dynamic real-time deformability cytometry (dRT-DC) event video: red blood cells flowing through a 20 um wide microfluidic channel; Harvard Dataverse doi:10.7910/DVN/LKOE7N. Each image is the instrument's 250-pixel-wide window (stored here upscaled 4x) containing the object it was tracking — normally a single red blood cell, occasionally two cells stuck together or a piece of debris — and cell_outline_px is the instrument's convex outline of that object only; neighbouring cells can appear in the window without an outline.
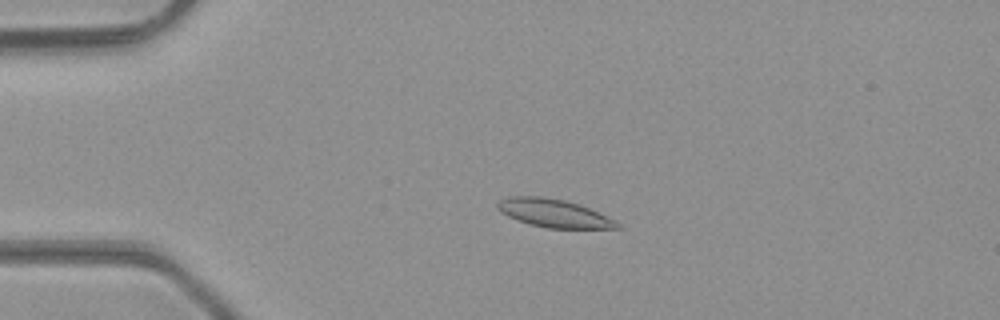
{"species": "common noctule bat (a hibernating species)", "species_latin": "Nyctalus noctula", "temperature_condition": "room temperature", "stored_images_in_passage": 41, "camera_frame_rate_fps": 3000, "um_per_image_px": 0.085, "animal": {"sex": "male", "body_mass_g": 23.1, "forearm_length_mm": 52.7}, "frame": {"image": 1, "passage_image": 4, "time_ms": 1.0, "image_size_px": [1000, 320], "cell_outline_px": [[624, 228], [548, 228], [528, 224], [508, 216], [500, 212], [496, 208], [496, 204], [500, 200], [508, 196], [544, 196], [564, 200], [580, 204], [620, 224]], "centroid_in_image_um": [47.01, 18.11], "position_along_channel_um": 38.0, "area_um2": 19.48}}
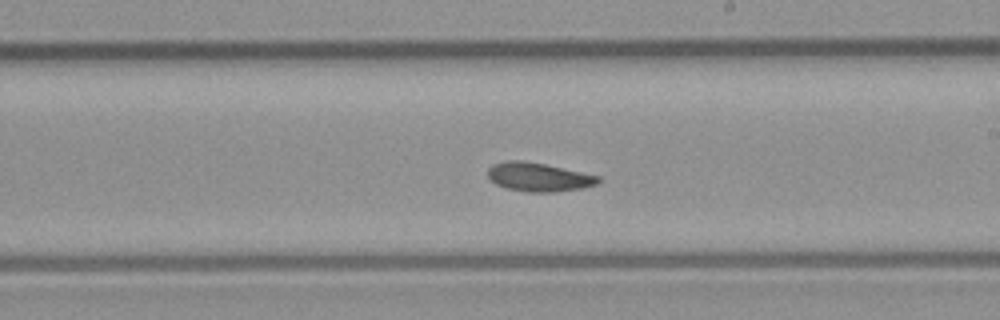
{"frame": {"image": 2, "passage_image": 21, "time_ms": 6.667, "image_size_px": [1000, 320], "cell_outline_px": [[600, 180], [596, 184], [584, 188], [552, 192], [528, 192], [508, 188], [496, 184], [488, 176], [488, 168], [492, 164], [504, 160], [524, 160], [544, 164], [600, 176]], "centroid_in_image_um": [45.77, 15.04], "position_along_channel_um": 243.2, "area_um2": 18.44}}
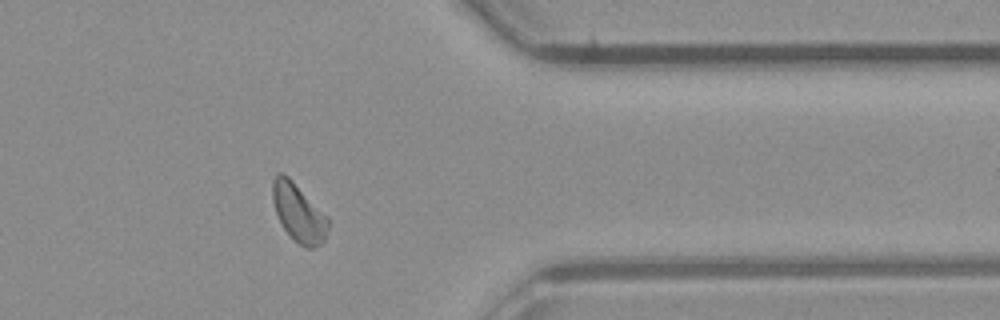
{"frame": {"image": 3, "passage_image": 32, "time_ms": 10.333, "image_size_px": [1000, 320], "cell_outline_px": [[328, 228], [324, 240], [320, 244], [312, 248], [304, 248], [284, 228], [276, 212], [272, 200], [272, 180], [276, 172], [284, 172], [328, 216]], "centroid_in_image_um": [25.37, 18.04], "position_along_channel_um": 386.0, "area_um2": 18.67}, "authors_computed_cell_mechanics": {"area_um2": 18.6694, "velocity_mm_per_s": 4.2869, "shape_relaxation_time_tau1_ms": 2.946, "shape_relaxation_time_tau2_ms": 5.7686, "deformation_change_tau1": 0.0985, "deformation_change_tau2": 0.1224}}